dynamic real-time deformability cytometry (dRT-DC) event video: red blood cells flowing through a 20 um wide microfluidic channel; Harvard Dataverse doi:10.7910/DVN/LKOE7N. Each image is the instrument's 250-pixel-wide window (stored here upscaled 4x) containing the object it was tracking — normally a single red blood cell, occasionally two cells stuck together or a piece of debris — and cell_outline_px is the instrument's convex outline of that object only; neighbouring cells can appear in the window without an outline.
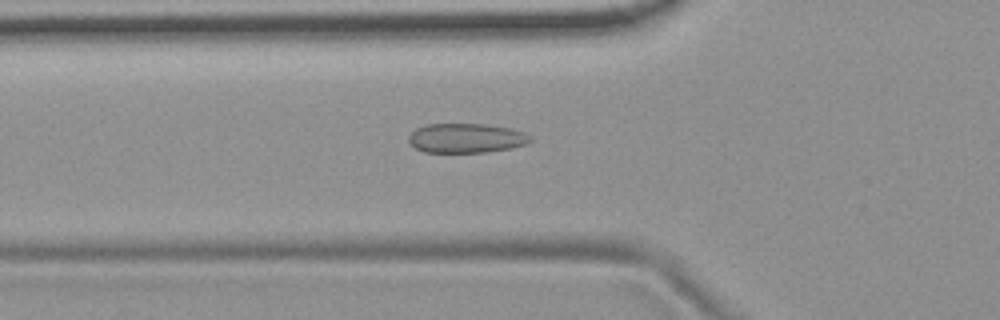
{"species": "common noctule bat (a hibernating species)", "species_latin": "Nyctalus noctula", "temperature_condition": "room temperature", "stored_images_in_passage": 54, "camera_frame_rate_fps": 3000, "um_per_image_px": 0.085, "animal": {"sex": "female", "body_mass_g": 19.9}, "frame": {"image": 1, "passage_image": 19, "time_ms": 6.0, "image_size_px": [1000, 320], "cell_outline_px": [[532, 140], [528, 144], [512, 148], [488, 152], [424, 152], [416, 148], [408, 140], [408, 136], [416, 128], [424, 124], [484, 124], [512, 128], [524, 132], [532, 136]], "centroid_in_image_um": [39.67, 11.74], "position_along_channel_um": 86.1, "area_um2": 21.1}}
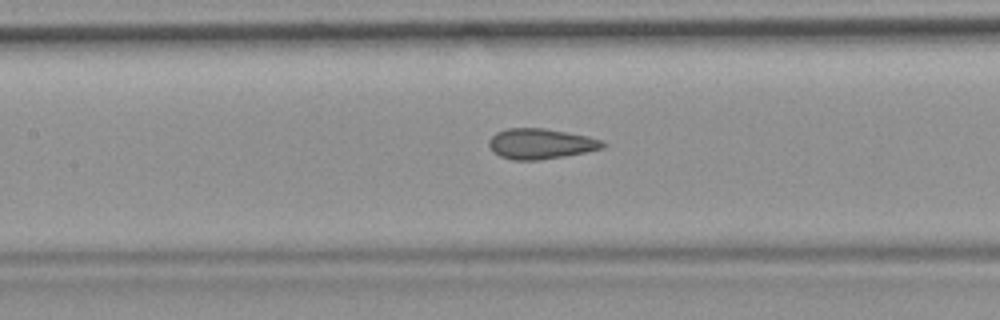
{"frame": {"image": 2, "passage_image": 25, "time_ms": 8.0, "image_size_px": [1000, 320], "cell_outline_px": [[608, 144], [604, 148], [564, 156], [540, 160], [512, 160], [500, 156], [492, 152], [488, 144], [488, 140], [496, 132], [508, 128], [544, 128], [588, 136], [604, 140]], "centroid_in_image_um": [45.96, 12.22], "position_along_channel_um": 161.4, "area_um2": 20.35}}
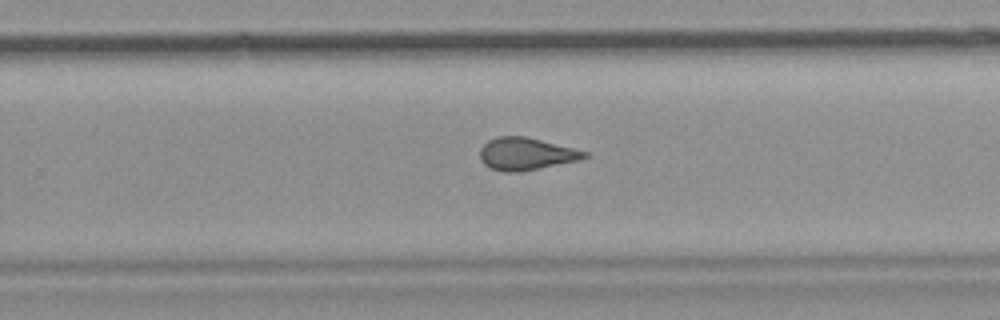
{"frame": {"image": 3, "passage_image": 35, "time_ms": 11.333, "image_size_px": [1000, 320], "cell_outline_px": [[588, 156], [576, 160], [520, 172], [504, 172], [492, 168], [484, 164], [480, 160], [480, 148], [488, 140], [496, 136], [528, 136], [588, 152]], "centroid_in_image_um": [44.67, 13.06], "position_along_channel_um": 285.1, "area_um2": 19.59}, "authors_computed_cell_mechanics": {"area_um2": 20.3456, "velocity_mm_per_s": 3.732, "shape_relaxation_time_tau1_ms": null, "shape_relaxation_time_tau2_ms": 1.5005, "deformation_change_tau1": null, "deformation_change_tau2": 0.0814}}